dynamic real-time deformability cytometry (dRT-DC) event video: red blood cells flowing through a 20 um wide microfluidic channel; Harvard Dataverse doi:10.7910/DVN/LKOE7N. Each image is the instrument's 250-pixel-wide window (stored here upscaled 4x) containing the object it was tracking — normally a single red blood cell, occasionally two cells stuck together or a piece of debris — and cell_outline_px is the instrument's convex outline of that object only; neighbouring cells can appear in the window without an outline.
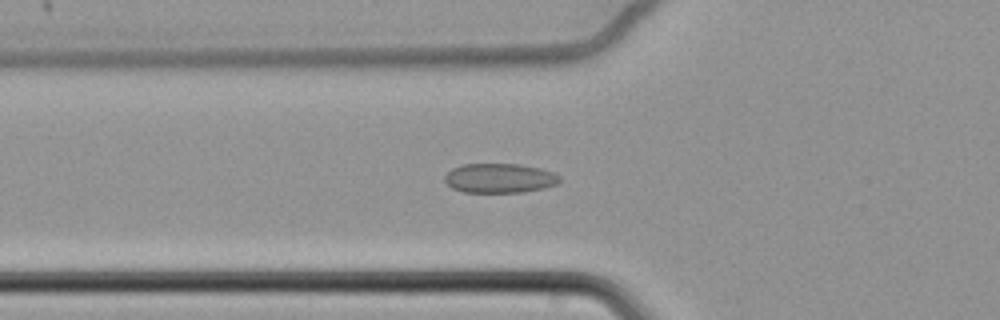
{"species": "common noctule bat (a hibernating species)", "species_latin": "Nyctalus noctula", "temperature_condition": "cold", "stored_images_in_passage": 42, "camera_frame_rate_fps": 3000, "um_per_image_px": 0.085, "animal": {"sex": "female", "body_mass_g": 22.7, "forearm_length_mm": 54.2}, "frame": {"image": 1, "passage_image": 3, "time_ms": 0.667, "image_size_px": [1000, 320], "cell_outline_px": [[560, 180], [556, 184], [544, 188], [524, 192], [464, 192], [452, 188], [444, 180], [444, 176], [452, 168], [464, 164], [516, 164], [540, 168], [552, 172], [560, 176]], "centroid_in_image_um": [42.45, 15.14], "position_along_channel_um": 83.3, "area_um2": 19.65}}
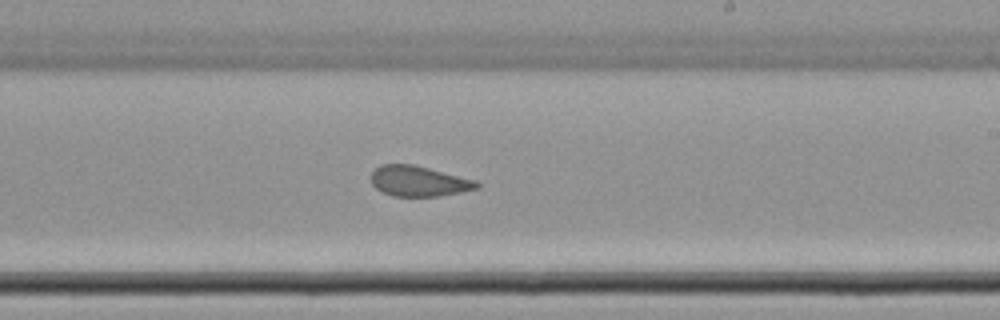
{"frame": {"image": 2, "passage_image": 18, "time_ms": 5.667, "image_size_px": [1000, 320], "cell_outline_px": [[480, 188], [460, 192], [436, 196], [392, 196], [376, 188], [372, 184], [372, 172], [380, 164], [412, 164], [476, 180], [480, 184]], "centroid_in_image_um": [35.6, 15.39], "position_along_channel_um": 253.4, "area_um2": 18.55}}
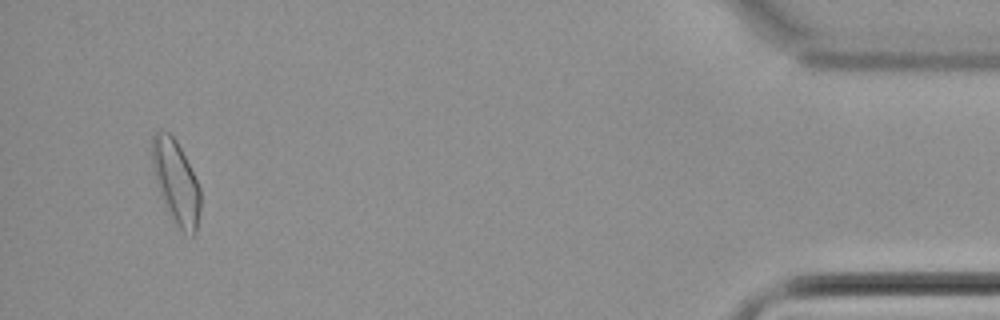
{"frame": {"image": 3, "passage_image": 39, "time_ms": 12.667, "image_size_px": [1000, 320], "cell_outline_px": [[200, 212], [196, 232], [192, 236], [184, 232], [172, 220], [168, 212], [156, 184], [152, 164], [152, 136], [156, 132], [168, 132], [176, 140], [200, 188]], "centroid_in_image_um": [14.95, 15.51], "position_along_channel_um": 420.2, "area_um2": 23.12}, "authors_computed_cell_mechanics": {"area_um2": 19.8254, "velocity_mm_per_s": 3.4124, "shape_relaxation_time_tau1_ms": null, "shape_relaxation_time_tau2_ms": 1.2728, "deformation_change_tau1": null, "deformation_change_tau2": 0.065}}